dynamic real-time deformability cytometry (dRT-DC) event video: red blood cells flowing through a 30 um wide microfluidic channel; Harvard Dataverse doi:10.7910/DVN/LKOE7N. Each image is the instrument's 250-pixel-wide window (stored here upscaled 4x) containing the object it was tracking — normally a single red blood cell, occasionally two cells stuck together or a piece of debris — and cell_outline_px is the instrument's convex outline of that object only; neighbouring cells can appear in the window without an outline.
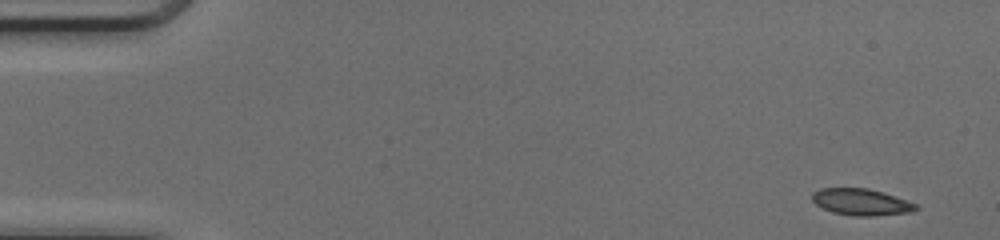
{"species": "common noctule bat (a hibernating species)", "species_latin": "Nyctalus noctula", "temperature_condition": "cold", "stored_images_in_passage": 48, "camera_frame_rate_fps": 3000, "um_per_image_px": 0.085, "animal": {"sex": "female", "body_mass_g": 17.0, "forearm_length_mm": 48.0}, "frame": {"image": 1, "passage_image": 1, "time_ms": 0.0, "image_size_px": [1000, 240], "cell_outline_px": [[920, 208], [912, 212], [872, 216], [852, 216], [832, 212], [816, 204], [812, 200], [812, 192], [820, 188], [868, 188], [884, 192], [916, 204]], "centroid_in_image_um": [73.2, 17.17], "position_along_channel_um": 11.8, "area_um2": 16.13}}
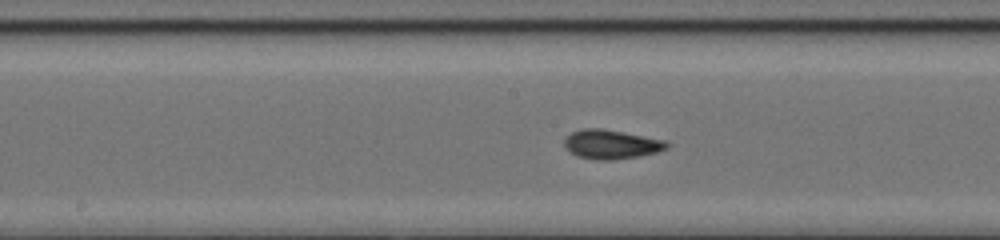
{"frame": {"image": 2, "passage_image": 24, "time_ms": 7.667, "image_size_px": [1000, 240], "cell_outline_px": [[668, 148], [656, 152], [640, 156], [612, 160], [596, 160], [576, 156], [564, 144], [564, 136], [580, 128], [600, 128], [668, 140]], "centroid_in_image_um": [51.96, 12.26], "position_along_channel_um": 196.2, "area_um2": 17.51}}
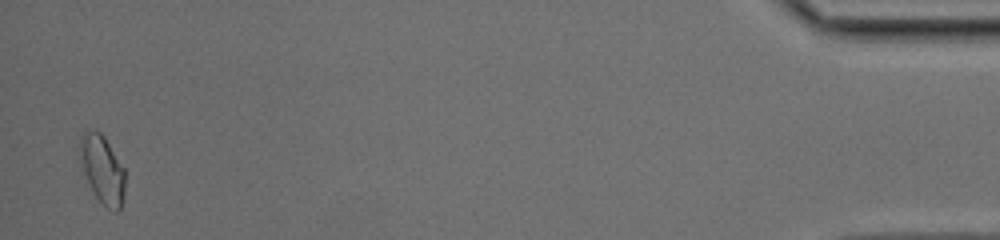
{"frame": {"image": 3, "passage_image": 47, "time_ms": 15.333, "image_size_px": [1000, 240], "cell_outline_px": [[124, 196], [120, 208], [116, 212], [112, 212], [92, 192], [84, 172], [80, 148], [80, 136], [84, 132], [92, 128], [100, 132], [104, 136], [124, 168]], "centroid_in_image_um": [8.72, 14.39], "position_along_channel_um": 426.5, "area_um2": 17.63}, "authors_computed_cell_mechanics": {"area_um2": 16.5308, "velocity_mm_per_s": 4.191, "shape_relaxation_time_tau1_ms": 5.5301, "shape_relaxation_time_tau2_ms": 1.6193, "deformation_change_tau1": 0.1572, "deformation_change_tau2": 0.0449}}